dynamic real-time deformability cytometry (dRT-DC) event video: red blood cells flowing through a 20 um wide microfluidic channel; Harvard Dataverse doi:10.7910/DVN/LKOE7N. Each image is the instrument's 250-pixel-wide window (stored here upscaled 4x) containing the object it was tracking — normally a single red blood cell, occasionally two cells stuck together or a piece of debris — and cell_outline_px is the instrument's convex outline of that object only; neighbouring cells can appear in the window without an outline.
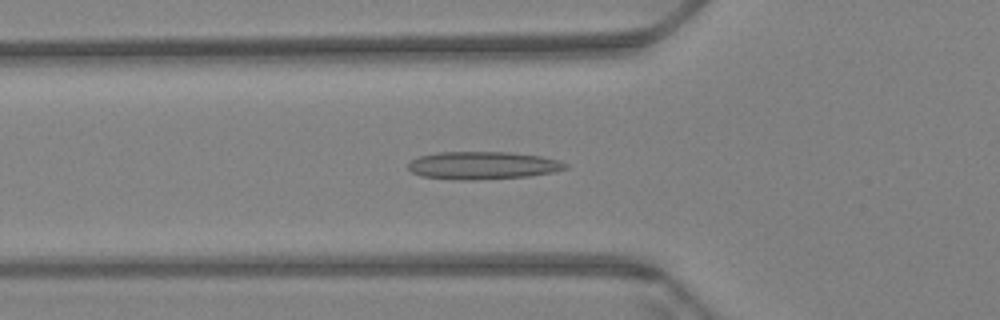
{"species": "Egyptian fruit bat (a non-hibernating species)", "species_latin": "Rousettus aegyptiacus", "temperature_condition": "warm", "stored_images_in_passage": 46, "camera_frame_rate_fps": 3000, "um_per_image_px": 0.085, "animal": {"sex": "female"}, "frame": {"image": 1, "passage_image": 7, "time_ms": 2.0, "image_size_px": [1000, 320], "cell_outline_px": [[568, 168], [552, 172], [528, 176], [464, 180], [460, 180], [420, 176], [412, 172], [408, 168], [408, 164], [412, 160], [420, 156], [436, 152], [508, 152], [540, 156], [560, 160], [568, 164]], "centroid_in_image_um": [41.03, 14.05], "position_along_channel_um": 84.8, "area_um2": 25.26}}
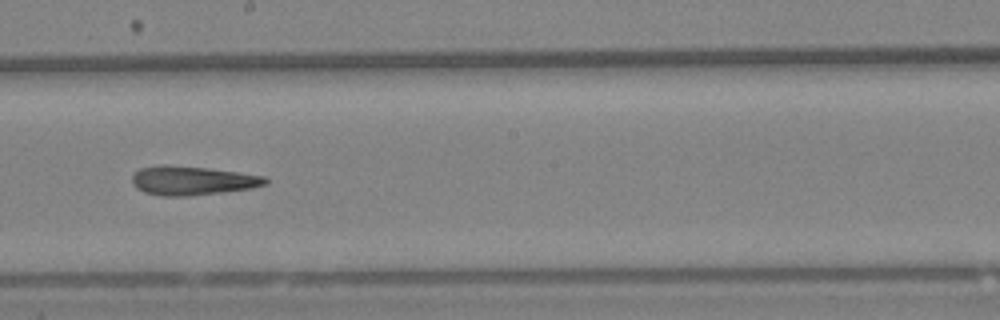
{"frame": {"image": 2, "passage_image": 20, "time_ms": 6.333, "image_size_px": [1000, 320], "cell_outline_px": [[268, 184], [252, 188], [188, 196], [160, 196], [144, 192], [136, 188], [132, 184], [132, 176], [140, 168], [160, 164], [164, 164], [208, 168], [264, 176], [268, 180]], "centroid_in_image_um": [16.31, 15.35], "position_along_channel_um": 231.9, "area_um2": 22.54}}
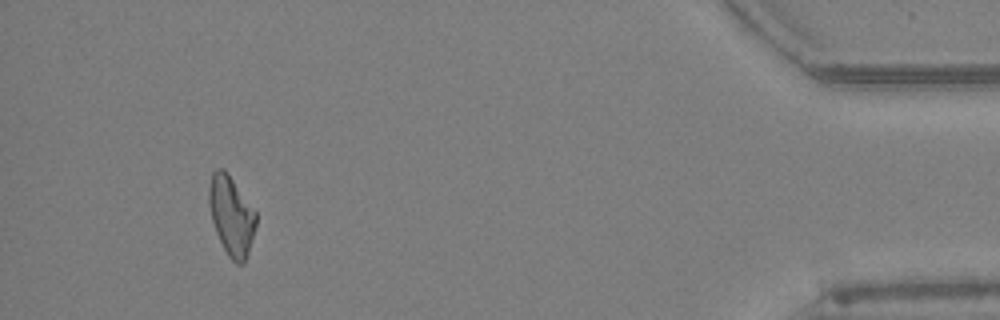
{"frame": {"image": 3, "passage_image": 42, "time_ms": 13.667, "image_size_px": [1000, 320], "cell_outline_px": [[256, 224], [248, 252], [244, 264], [236, 264], [228, 256], [216, 232], [212, 220], [208, 204], [208, 188], [212, 172], [216, 168], [224, 168], [228, 172], [256, 212]], "centroid_in_image_um": [19.65, 18.3], "position_along_channel_um": 415.6, "area_um2": 21.73}}